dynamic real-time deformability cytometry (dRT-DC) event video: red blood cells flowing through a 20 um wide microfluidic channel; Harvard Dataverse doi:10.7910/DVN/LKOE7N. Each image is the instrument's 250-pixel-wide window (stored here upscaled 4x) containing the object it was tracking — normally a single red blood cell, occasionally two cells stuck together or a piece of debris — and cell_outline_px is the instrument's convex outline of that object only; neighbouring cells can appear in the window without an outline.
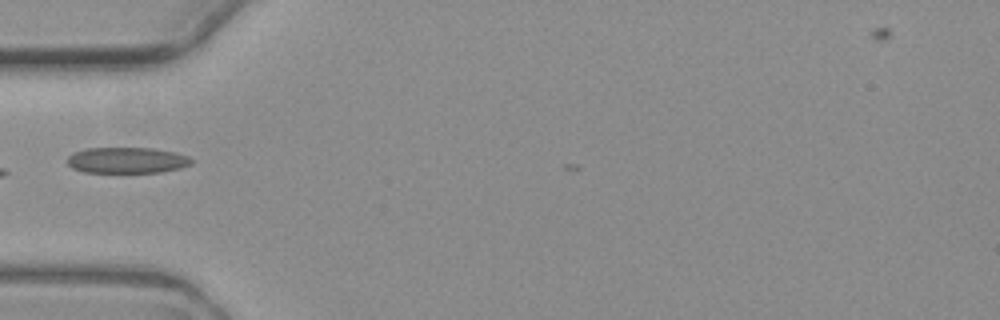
{"species": "common noctule bat (a hibernating species)", "species_latin": "Nyctalus noctula", "temperature_condition": "warm", "stored_images_in_passage": 5, "camera_frame_rate_fps": 3000, "um_per_image_px": 0.085, "animal": {"sex": "female", "body_mass_g": 19.3, "forearm_length_mm": 54.1}, "frame": {"image": 1, "passage_image": 5, "time_ms": 4.667, "image_size_px": [1000, 320], "cell_outline_px": [[192, 164], [180, 168], [160, 172], [84, 172], [72, 168], [68, 164], [68, 156], [72, 152], [88, 148], [152, 148], [176, 152], [188, 156], [192, 160]], "centroid_in_image_um": [10.79, 13.61], "position_along_channel_um": 74.2, "area_um2": 18.79}}